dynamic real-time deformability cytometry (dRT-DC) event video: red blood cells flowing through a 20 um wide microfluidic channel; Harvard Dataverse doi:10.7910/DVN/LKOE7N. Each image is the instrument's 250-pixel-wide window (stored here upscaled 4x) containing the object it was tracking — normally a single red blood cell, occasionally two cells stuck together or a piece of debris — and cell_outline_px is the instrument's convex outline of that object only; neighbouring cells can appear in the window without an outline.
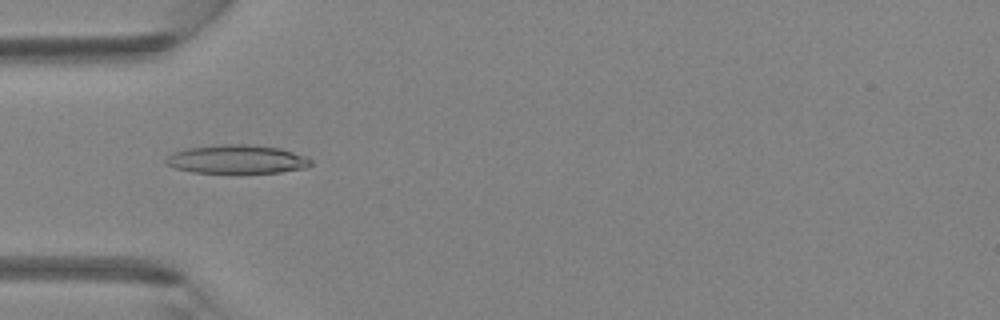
{"species": "Egyptian fruit bat (a non-hibernating species)", "species_latin": "Rousettus aegyptiacus", "temperature_condition": "room temperature", "stored_images_in_passage": 4, "camera_frame_rate_fps": 3000, "um_per_image_px": 0.085, "animal": {"sex": "female"}, "frame": {"image": 1, "passage_image": 4, "time_ms": 1.0, "image_size_px": [1000, 320], "cell_outline_px": [[312, 164], [308, 168], [280, 172], [192, 172], [176, 168], [164, 164], [164, 160], [172, 152], [188, 148], [220, 144], [248, 144], [280, 148], [308, 156], [312, 160]], "centroid_in_image_um": [20.17, 13.53], "position_along_channel_um": 64.8, "area_um2": 24.28}}